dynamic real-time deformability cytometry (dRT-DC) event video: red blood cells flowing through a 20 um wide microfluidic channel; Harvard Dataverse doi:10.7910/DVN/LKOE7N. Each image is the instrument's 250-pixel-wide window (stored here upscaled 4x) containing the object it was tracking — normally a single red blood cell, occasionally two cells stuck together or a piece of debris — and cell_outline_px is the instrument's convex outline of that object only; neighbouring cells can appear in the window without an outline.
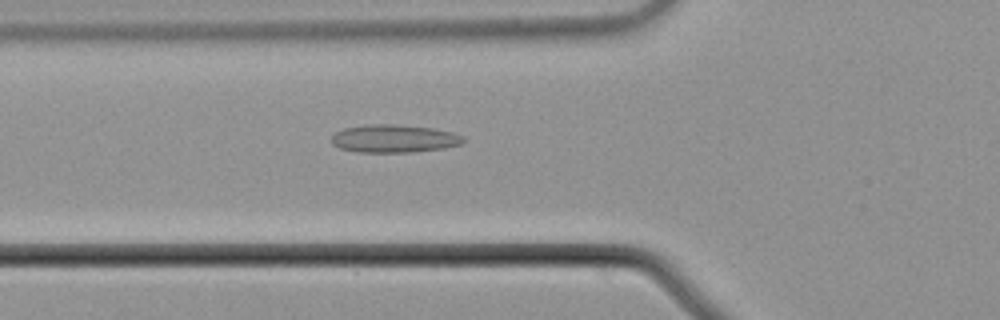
{"species": "common noctule bat (a hibernating species)", "species_latin": "Nyctalus noctula", "temperature_condition": "cold", "stored_images_in_passage": 55, "camera_frame_rate_fps": 3000, "um_per_image_px": 0.085, "animal": {"sex": "male", "body_mass_g": 21.5, "forearm_length_mm": 52.0}, "frame": {"image": 1, "passage_image": 20, "time_ms": 6.333, "image_size_px": [1000, 320], "cell_outline_px": [[464, 140], [460, 144], [444, 148], [412, 152], [356, 152], [340, 148], [332, 144], [332, 136], [336, 132], [344, 128], [368, 124], [392, 124], [432, 128], [452, 132], [464, 136]], "centroid_in_image_um": [33.48, 11.78], "position_along_channel_um": 92.3, "area_um2": 21.39}}
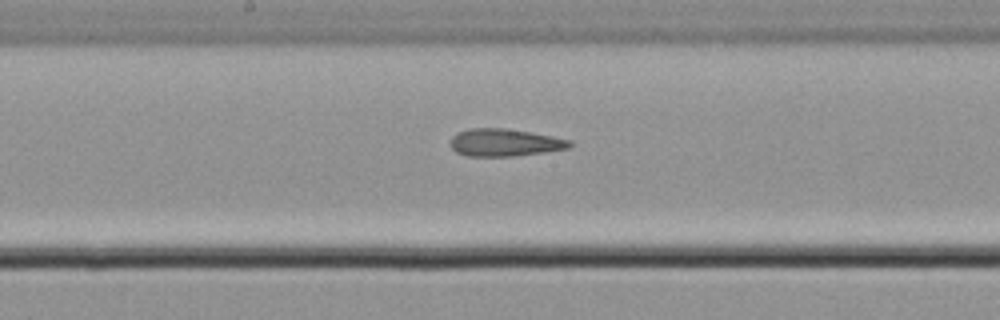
{"frame": {"image": 2, "passage_image": 29, "time_ms": 9.333, "image_size_px": [1000, 320], "cell_outline_px": [[572, 144], [568, 148], [544, 152], [512, 156], [468, 156], [456, 152], [452, 148], [452, 136], [468, 128], [504, 128], [532, 132], [572, 140]], "centroid_in_image_um": [42.92, 12.11], "position_along_channel_um": 205.3, "area_um2": 18.96}}
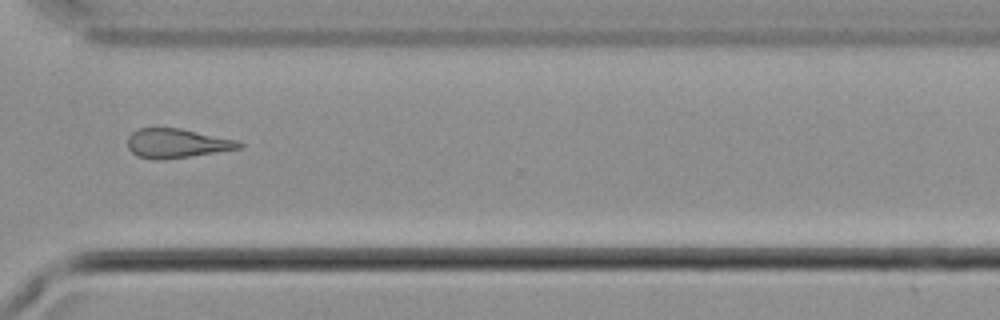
{"frame": {"image": 3, "passage_image": 41, "time_ms": 13.333, "image_size_px": [1000, 320], "cell_outline_px": [[244, 148], [160, 160], [152, 160], [136, 156], [128, 148], [128, 136], [132, 132], [140, 128], [180, 128], [236, 140], [244, 144]], "centroid_in_image_um": [15.01, 12.19], "position_along_channel_um": 355.6, "area_um2": 18.96}, "authors_computed_cell_mechanics": {"area_um2": 19.7098, "velocity_mm_per_s": 3.7549, "shape_relaxation_time_tau1_ms": 6.8219, "shape_relaxation_time_tau2_ms": 4.2086, "deformation_change_tau1": 0.1319, "deformation_change_tau2": 0.1506}}